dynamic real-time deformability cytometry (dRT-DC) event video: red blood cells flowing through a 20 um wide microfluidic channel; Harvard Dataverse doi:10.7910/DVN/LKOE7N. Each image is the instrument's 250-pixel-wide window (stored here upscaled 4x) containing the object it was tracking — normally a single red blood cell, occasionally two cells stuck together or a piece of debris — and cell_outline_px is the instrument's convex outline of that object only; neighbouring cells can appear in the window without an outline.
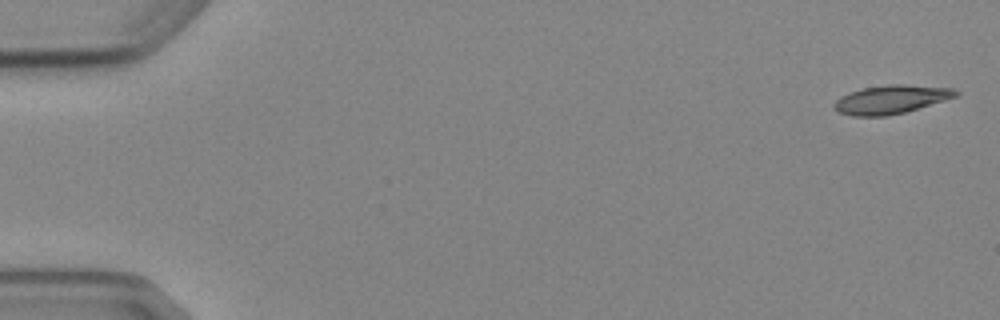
{"species": "Egyptian fruit bat (a non-hibernating species)", "species_latin": "Rousettus aegyptiacus", "temperature_condition": "cold", "stored_images_in_passage": 4, "camera_frame_rate_fps": 3000, "um_per_image_px": 0.085, "animal": {"sex": "female"}, "frame": {"image": 1, "passage_image": 1, "time_ms": 0.0, "image_size_px": [1000, 320], "cell_outline_px": [[960, 96], [904, 112], [888, 116], [852, 116], [836, 112], [832, 108], [832, 104], [840, 96], [848, 92], [864, 88], [888, 84], [904, 84], [956, 88], [960, 92]], "centroid_in_image_um": [75.74, 8.45], "position_along_channel_um": 9.3, "area_um2": 20.63}}
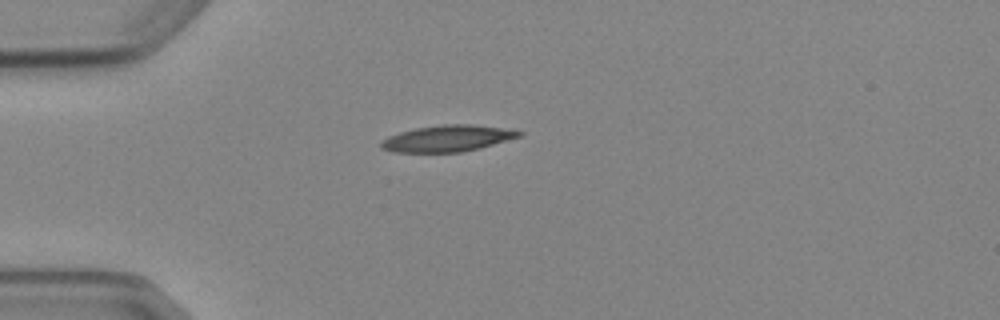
{"frame": {"image": 2, "passage_image": 4, "time_ms": 4.333, "image_size_px": [1000, 320], "cell_outline_px": [[524, 136], [480, 148], [460, 152], [396, 152], [380, 148], [380, 140], [388, 136], [400, 132], [416, 128], [444, 124], [472, 124], [500, 128], [524, 132]], "centroid_in_image_um": [38.04, 11.77], "position_along_channel_um": 47.0, "area_um2": 21.21}}